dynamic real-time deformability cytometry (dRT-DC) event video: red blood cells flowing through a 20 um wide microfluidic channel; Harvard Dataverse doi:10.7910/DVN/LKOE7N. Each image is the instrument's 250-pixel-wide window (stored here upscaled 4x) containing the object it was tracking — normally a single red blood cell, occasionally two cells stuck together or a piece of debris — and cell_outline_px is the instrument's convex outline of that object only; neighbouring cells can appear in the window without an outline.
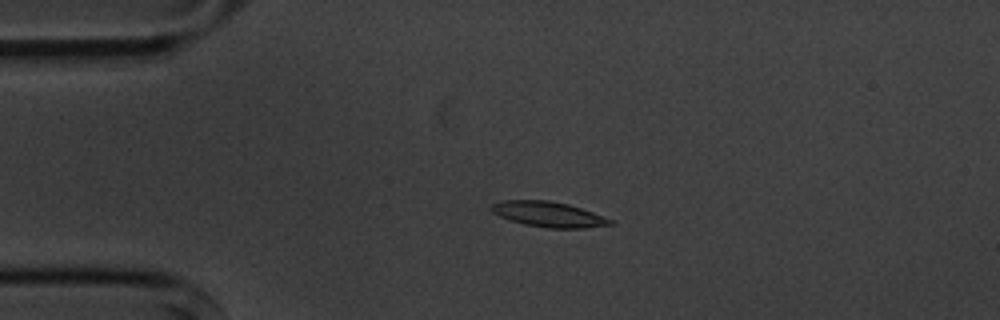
{"species": "common noctule bat (a hibernating species)", "species_latin": "Nyctalus noctula", "temperature_condition": "cold", "stored_images_in_passage": 6, "camera_frame_rate_fps": 3000, "um_per_image_px": 0.085, "animal": {"sex": "male", "body_mass_g": 20.1, "forearm_length_mm": 53.5}, "frame": {"image": 1, "passage_image": 3, "time_ms": 2.333, "image_size_px": [1000, 320], "cell_outline_px": [[616, 224], [584, 228], [548, 228], [524, 224], [508, 220], [492, 212], [488, 208], [492, 204], [504, 200], [548, 200], [568, 204], [616, 220]], "centroid_in_image_um": [46.64, 18.22], "position_along_channel_um": 38.4, "area_um2": 17.69}}
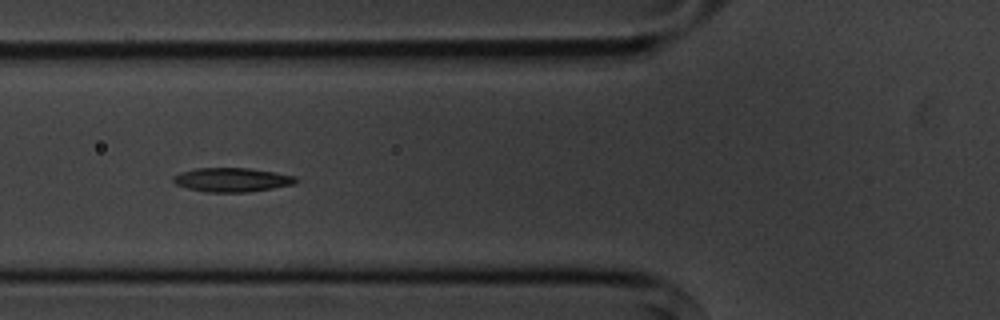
{"frame": {"image": 2, "passage_image": 5, "time_ms": 5.0, "image_size_px": [1000, 320], "cell_outline_px": [[300, 180], [296, 184], [248, 192], [208, 192], [188, 188], [176, 184], [172, 180], [172, 176], [180, 172], [196, 168], [248, 168], [296, 176]], "centroid_in_image_um": [19.73, 15.28], "position_along_channel_um": 106.1, "area_um2": 17.17}}
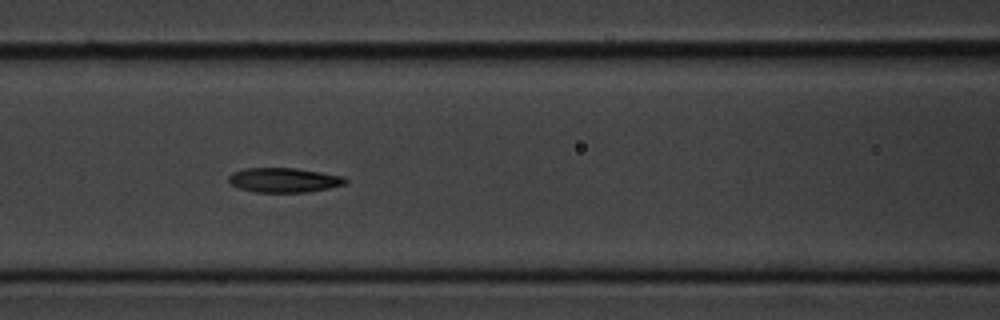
{"frame": {"image": 3, "passage_image": 6, "time_ms": 6.0, "image_size_px": [1000, 320], "cell_outline_px": [[348, 180], [344, 184], [328, 188], [308, 192], [256, 192], [236, 188], [228, 180], [228, 176], [232, 172], [244, 168], [296, 168], [344, 176]], "centroid_in_image_um": [24.1, 15.3], "position_along_channel_um": 142.5, "area_um2": 16.76}}